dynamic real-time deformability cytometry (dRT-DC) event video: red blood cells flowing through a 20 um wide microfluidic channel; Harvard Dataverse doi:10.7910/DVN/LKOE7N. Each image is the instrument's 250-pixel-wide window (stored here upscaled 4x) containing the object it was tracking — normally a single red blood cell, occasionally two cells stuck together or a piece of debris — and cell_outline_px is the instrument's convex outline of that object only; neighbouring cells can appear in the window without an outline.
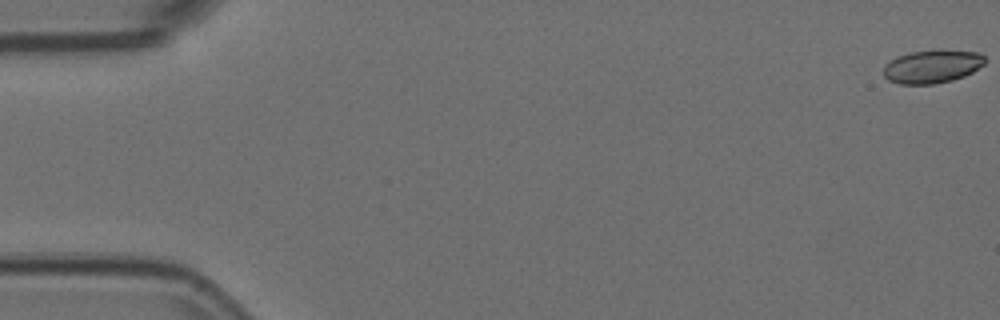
{"species": "Egyptian fruit bat (a non-hibernating species)", "species_latin": "Rousettus aegyptiacus", "temperature_condition": "room temperature", "stored_images_in_passage": 55, "camera_frame_rate_fps": 3000, "um_per_image_px": 0.085, "animal": {"sex": "female"}, "frame": {"image": 1, "passage_image": 1, "time_ms": 0.0, "image_size_px": [1000, 320], "cell_outline_px": [[984, 64], [972, 72], [964, 76], [952, 80], [932, 84], [900, 84], [888, 80], [884, 76], [884, 68], [892, 60], [900, 56], [912, 52], [980, 52], [984, 56]], "centroid_in_image_um": [79.24, 5.7], "position_along_channel_um": 5.8, "area_um2": 18.73}}
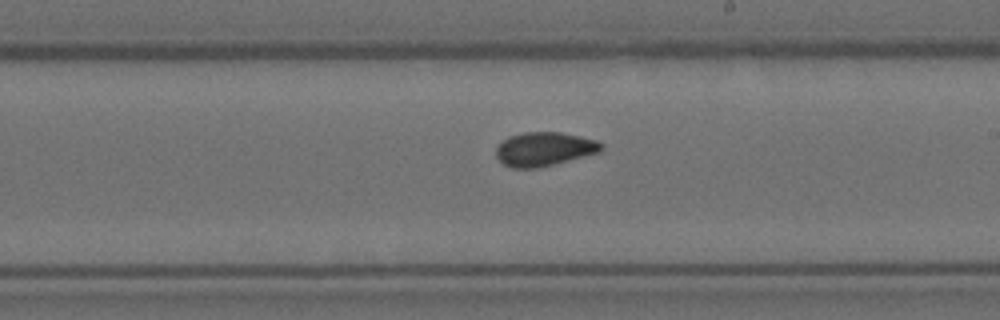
{"frame": {"image": 2, "passage_image": 32, "time_ms": 10.333, "image_size_px": [1000, 320], "cell_outline_px": [[604, 148], [600, 152], [536, 168], [512, 168], [504, 164], [496, 156], [496, 148], [508, 136], [524, 132], [560, 132], [580, 136], [596, 140], [604, 144]], "centroid_in_image_um": [46.27, 12.66], "position_along_channel_um": 242.7, "area_um2": 20.63}}
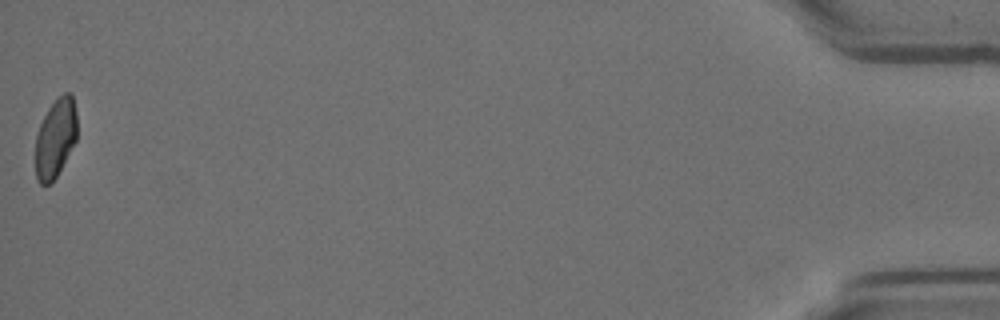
{"frame": {"image": 3, "passage_image": 55, "time_ms": 18.0, "image_size_px": [1000, 320], "cell_outline_px": [[76, 140], [56, 176], [48, 184], [40, 184], [36, 180], [36, 136], [40, 124], [48, 108], [64, 92], [72, 92], [76, 112]], "centroid_in_image_um": [4.71, 11.71], "position_along_channel_um": 430.5, "area_um2": 18.84}, "authors_computed_cell_mechanics": {"area_um2": 20.4034, "velocity_mm_per_s": 3.755, "shape_relaxation_time_tau1_ms": 9.1971, "shape_relaxation_time_tau2_ms": 1.7879, "deformation_change_tau1": 0.1794, "deformation_change_tau2": 0.0571}}